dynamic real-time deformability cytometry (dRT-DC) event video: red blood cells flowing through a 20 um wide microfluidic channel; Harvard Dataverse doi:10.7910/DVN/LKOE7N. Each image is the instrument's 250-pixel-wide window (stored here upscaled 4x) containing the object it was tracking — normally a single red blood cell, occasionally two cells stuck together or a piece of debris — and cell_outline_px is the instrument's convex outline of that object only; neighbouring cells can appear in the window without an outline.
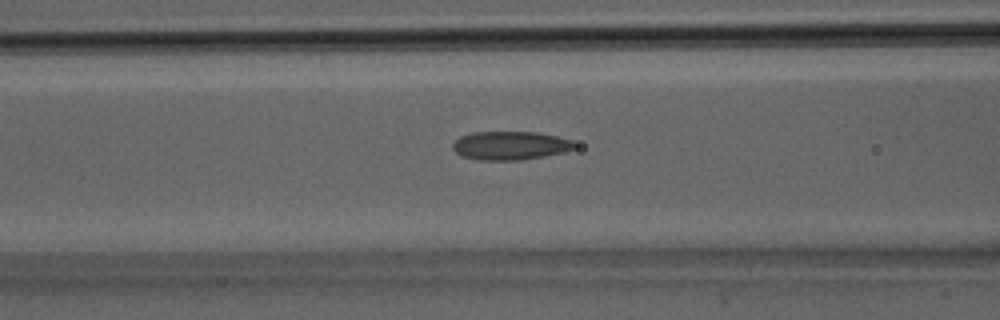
{"species": "Egyptian fruit bat (a non-hibernating species)", "species_latin": "Rousettus aegyptiacus", "temperature_condition": "room temperature", "stored_images_in_passage": 25, "camera_frame_rate_fps": 3000, "um_per_image_px": 0.085, "animal": {"sex": "male"}, "frame": {"image": 1, "passage_image": 6, "time_ms": 1.667, "image_size_px": [1000, 320], "cell_outline_px": [[576, 148], [564, 152], [544, 156], [520, 160], [480, 160], [464, 156], [456, 152], [452, 148], [452, 144], [460, 136], [472, 132], [536, 132], [556, 136], [572, 140], [576, 144]], "centroid_in_image_um": [43.38, 12.37], "position_along_channel_um": 123.2, "area_um2": 20.23}}
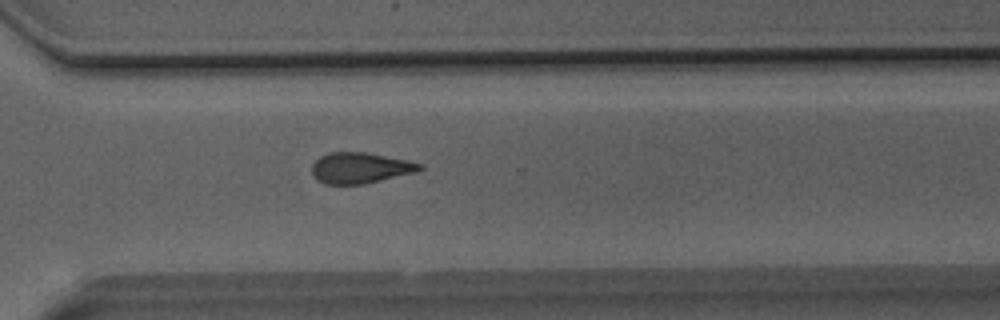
{"frame": {"image": 2, "passage_image": 16, "time_ms": 5.0, "image_size_px": [1000, 320], "cell_outline_px": [[424, 168], [416, 172], [364, 184], [324, 184], [316, 180], [312, 172], [312, 164], [320, 156], [328, 152], [364, 152], [408, 160], [424, 164]], "centroid_in_image_um": [30.62, 14.27], "position_along_channel_um": 340.0, "area_um2": 19.48}}
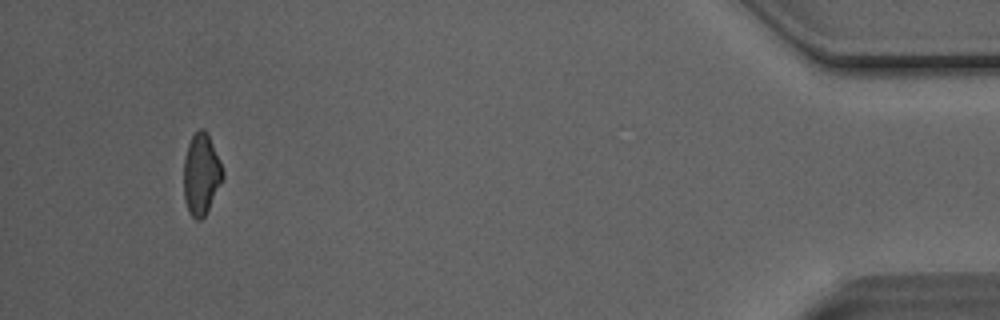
{"frame": {"image": 3, "passage_image": 23, "time_ms": 7.333, "image_size_px": [1000, 320], "cell_outline_px": [[224, 176], [204, 216], [200, 220], [196, 220], [188, 212], [184, 200], [184, 156], [188, 144], [192, 136], [200, 128], [204, 128], [208, 132], [220, 160], [224, 172]], "centroid_in_image_um": [17.1, 14.77], "position_along_channel_um": 418.1, "area_um2": 18.5}}